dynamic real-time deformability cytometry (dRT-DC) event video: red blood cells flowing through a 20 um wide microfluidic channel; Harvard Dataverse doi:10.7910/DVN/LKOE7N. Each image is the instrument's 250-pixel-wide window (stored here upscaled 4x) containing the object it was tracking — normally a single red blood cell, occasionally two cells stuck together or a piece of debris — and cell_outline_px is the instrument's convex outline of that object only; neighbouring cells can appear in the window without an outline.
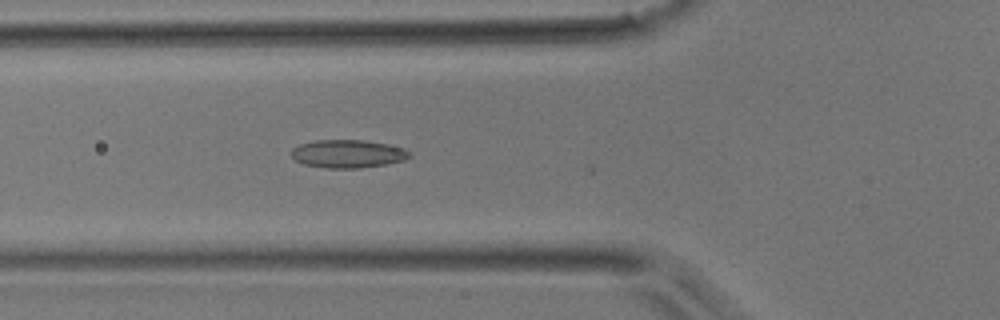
{"species": "common noctule bat (a hibernating species)", "species_latin": "Nyctalus noctula", "temperature_condition": "room temperature", "stored_images_in_passage": 4, "camera_frame_rate_fps": 3000, "um_per_image_px": 0.085, "animal": {"sex": "male", "body_mass_g": 17.9}, "frame": {"image": 1, "passage_image": 2, "time_ms": 0.333, "image_size_px": [1000, 320], "cell_outline_px": [[412, 156], [404, 160], [388, 164], [360, 168], [324, 168], [304, 164], [296, 160], [292, 156], [292, 148], [300, 144], [316, 140], [364, 140], [388, 144], [404, 148]], "centroid_in_image_um": [29.58, 13.07], "position_along_channel_um": 96.2, "area_um2": 19.36}}